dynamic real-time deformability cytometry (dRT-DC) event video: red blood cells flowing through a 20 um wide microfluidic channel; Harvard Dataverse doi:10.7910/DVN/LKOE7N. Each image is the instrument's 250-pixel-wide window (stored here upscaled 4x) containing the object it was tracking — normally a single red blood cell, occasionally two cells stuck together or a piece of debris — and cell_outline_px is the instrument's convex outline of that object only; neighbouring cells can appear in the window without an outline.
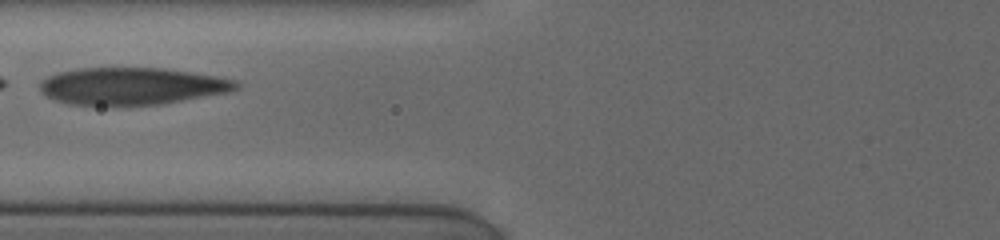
{"species": "human", "species_latin": "Homo sapiens", "temperature_condition": "cold", "stored_images_in_passage": 9, "camera_frame_rate_fps": 3000, "um_per_image_px": 0.085, "donor": {"sex": "female"}, "frame": {"image": 1, "passage_image": 6, "time_ms": 3.0, "image_size_px": [1000, 240], "cell_outline_px": [[240, 88], [228, 92], [160, 104], [68, 104], [56, 100], [48, 96], [40, 88], [40, 84], [48, 76], [60, 72], [76, 68], [164, 68], [192, 72], [216, 76], [236, 80], [240, 84]], "centroid_in_image_um": [11.26, 7.3], "position_along_channel_um": 114.5, "area_um2": 41.91}}
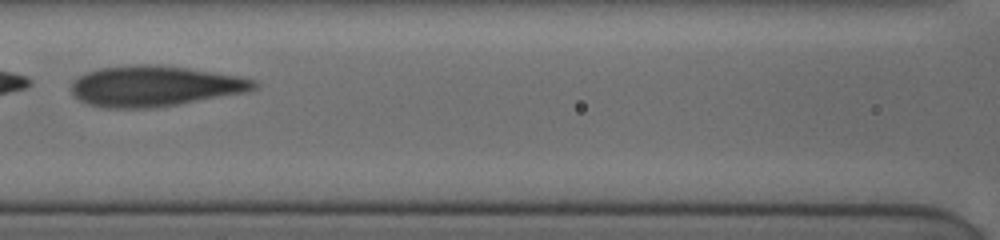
{"frame": {"image": 2, "passage_image": 7, "time_ms": 4.0, "image_size_px": [1000, 240], "cell_outline_px": [[260, 88], [248, 92], [152, 108], [104, 108], [88, 104], [80, 100], [72, 92], [72, 84], [80, 76], [88, 72], [100, 68], [132, 64], [156, 64], [188, 68], [240, 76], [256, 80], [260, 84]], "centroid_in_image_um": [13.21, 7.31], "position_along_channel_um": 153.4, "area_um2": 43.29}}
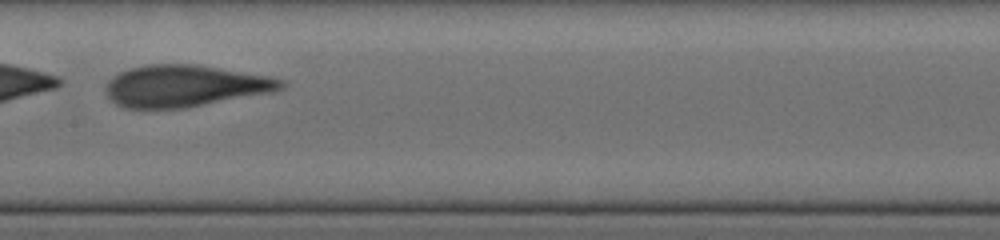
{"frame": {"image": 3, "passage_image": 8, "time_ms": 5.0, "image_size_px": [1000, 240], "cell_outline_px": [[284, 88], [272, 92], [188, 108], [124, 108], [116, 104], [104, 92], [104, 88], [108, 80], [112, 76], [128, 68], [148, 64], [196, 64], [272, 76], [284, 80]], "centroid_in_image_um": [15.71, 7.3], "position_along_channel_um": 191.7, "area_um2": 43.12}}